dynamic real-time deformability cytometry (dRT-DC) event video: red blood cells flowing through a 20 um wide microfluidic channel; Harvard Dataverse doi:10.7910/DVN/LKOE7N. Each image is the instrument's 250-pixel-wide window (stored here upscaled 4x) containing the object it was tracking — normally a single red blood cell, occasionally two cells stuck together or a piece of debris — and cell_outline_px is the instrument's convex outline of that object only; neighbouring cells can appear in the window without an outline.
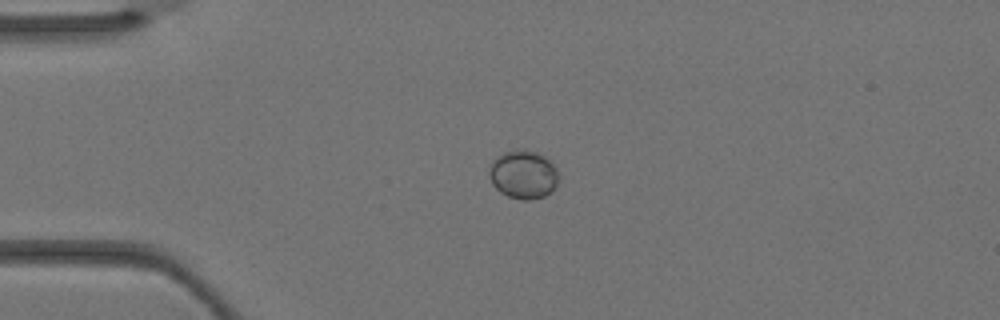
{"species": "Egyptian fruit bat (a non-hibernating species)", "species_latin": "Rousettus aegyptiacus", "temperature_condition": "warm", "stored_images_in_passage": 2, "camera_frame_rate_fps": 3000, "um_per_image_px": 0.085, "animal": {"sex": "female"}, "frame": {"image": 1, "passage_image": 1, "time_ms": 0.0, "image_size_px": [1000, 320], "cell_outline_px": [[556, 184], [552, 192], [544, 196], [528, 200], [520, 200], [508, 196], [500, 192], [492, 184], [488, 176], [488, 172], [492, 160], [496, 156], [504, 152], [516, 148], [524, 148], [536, 152], [544, 156], [556, 168]], "centroid_in_image_um": [44.43, 14.82], "position_along_channel_um": 40.6, "area_um2": 19.77}}